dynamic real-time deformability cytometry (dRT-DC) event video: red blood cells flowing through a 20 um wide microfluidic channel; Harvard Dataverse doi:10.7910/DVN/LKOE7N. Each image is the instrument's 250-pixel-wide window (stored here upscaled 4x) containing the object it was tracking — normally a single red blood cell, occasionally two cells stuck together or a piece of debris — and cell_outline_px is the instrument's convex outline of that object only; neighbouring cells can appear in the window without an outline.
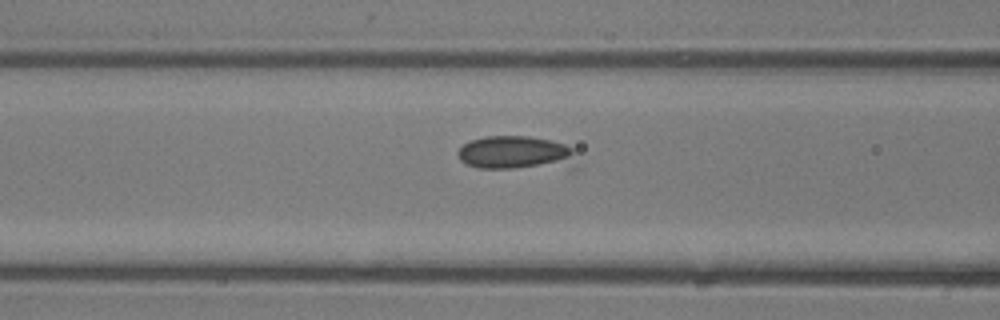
{"species": "common noctule bat (a hibernating species)", "species_latin": "Nyctalus noctula", "temperature_condition": "room temperature", "stored_images_in_passage": 10, "camera_frame_rate_fps": 3000, "um_per_image_px": 0.085, "animal": {"sex": "male", "body_mass_g": 13.3}, "frame": {"image": 1, "passage_image": 8, "time_ms": 2.333, "image_size_px": [1000, 320], "cell_outline_px": [[572, 152], [568, 160], [512, 168], [476, 168], [460, 160], [456, 152], [464, 144], [472, 140], [484, 136], [528, 136], [552, 140], [564, 144], [572, 148]], "centroid_in_image_um": [43.53, 12.91], "position_along_channel_um": 123.1, "area_um2": 21.39}}